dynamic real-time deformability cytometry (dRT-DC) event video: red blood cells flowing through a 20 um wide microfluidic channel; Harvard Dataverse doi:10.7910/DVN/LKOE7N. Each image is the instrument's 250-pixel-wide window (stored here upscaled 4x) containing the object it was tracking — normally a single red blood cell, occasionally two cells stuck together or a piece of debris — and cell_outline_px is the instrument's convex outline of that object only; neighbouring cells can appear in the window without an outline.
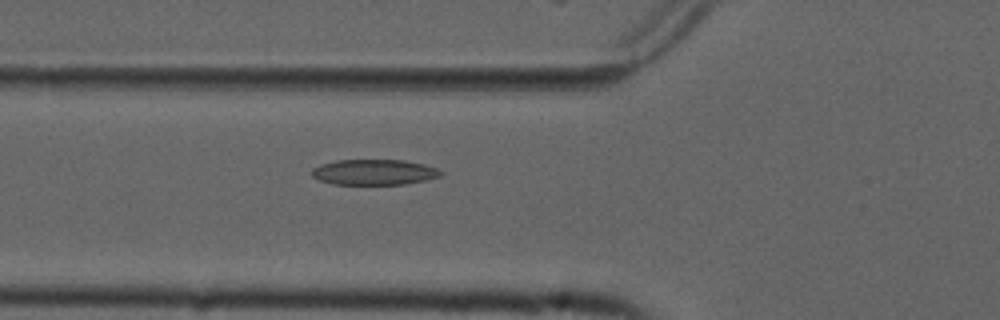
{"species": "common noctule bat (a hibernating species)", "species_latin": "Nyctalus noctula", "temperature_condition": "cold", "stored_images_in_passage": 3, "camera_frame_rate_fps": 3000, "um_per_image_px": 0.085, "animal": {"sex": "male", "forearm_length_mm": 52.5}, "frame": {"image": 1, "passage_image": 3, "time_ms": 0.667, "image_size_px": [1000, 320], "cell_outline_px": [[444, 172], [440, 176], [424, 180], [404, 184], [332, 184], [320, 180], [312, 176], [312, 168], [320, 164], [336, 160], [404, 160], [424, 164], [436, 168]], "centroid_in_image_um": [31.78, 14.62], "position_along_channel_um": 94.0, "area_um2": 19.13}}